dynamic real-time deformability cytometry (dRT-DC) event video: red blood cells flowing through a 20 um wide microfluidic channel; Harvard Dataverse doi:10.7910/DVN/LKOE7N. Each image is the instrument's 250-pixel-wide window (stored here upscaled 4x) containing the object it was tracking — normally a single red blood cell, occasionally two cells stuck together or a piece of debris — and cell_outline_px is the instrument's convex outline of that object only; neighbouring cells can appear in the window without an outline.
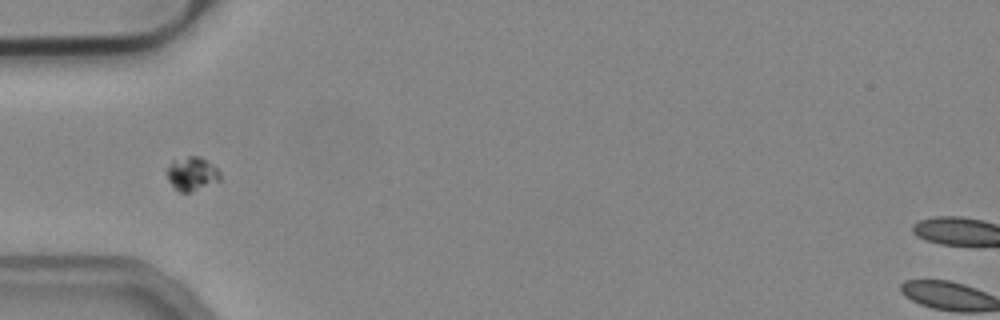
{"species": "common noctule bat (a hibernating species)", "species_latin": "Nyctalus noctula", "temperature_condition": "cold", "stored_images_in_passage": 38, "camera_frame_rate_fps": 3000, "um_per_image_px": 0.085, "animal": {"sex": "male", "body_mass_g": 19.2, "forearm_length_mm": 51.8}, "frame": {"image": 1, "passage_image": 1, "time_ms": 0.0, "image_size_px": [1000, 320], "cell_outline_px": [[220, 180], [192, 192], [180, 192], [168, 180], [168, 168], [172, 160], [188, 156], [200, 156], [212, 164], [220, 172]], "centroid_in_image_um": [16.33, 14.76], "position_along_channel_um": 68.7, "area_um2": 10.29}}
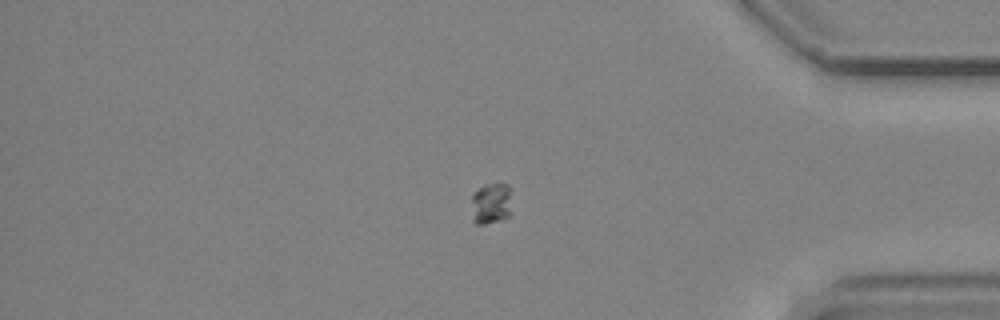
{"frame": {"image": 2, "passage_image": 29, "time_ms": 9.333, "image_size_px": [1000, 320], "cell_outline_px": [[512, 216], [504, 220], [484, 224], [476, 224], [472, 220], [472, 192], [484, 184], [508, 184], [512, 188]], "centroid_in_image_um": [41.81, 17.3], "position_along_channel_um": 393.4, "area_um2": 10.46}}
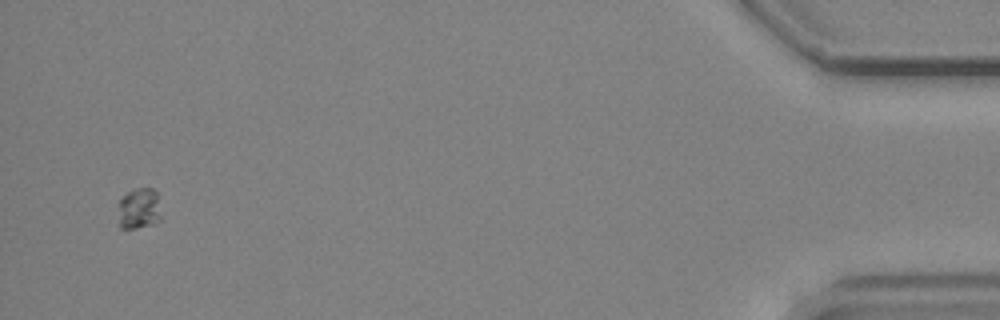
{"frame": {"image": 3, "passage_image": 36, "time_ms": 11.667, "image_size_px": [1000, 320], "cell_outline_px": [[160, 220], [152, 224], [136, 228], [120, 228], [120, 196], [132, 188], [152, 188], [156, 192], [160, 216]], "centroid_in_image_um": [11.81, 17.69], "position_along_channel_um": 423.4, "area_um2": 10.12}}